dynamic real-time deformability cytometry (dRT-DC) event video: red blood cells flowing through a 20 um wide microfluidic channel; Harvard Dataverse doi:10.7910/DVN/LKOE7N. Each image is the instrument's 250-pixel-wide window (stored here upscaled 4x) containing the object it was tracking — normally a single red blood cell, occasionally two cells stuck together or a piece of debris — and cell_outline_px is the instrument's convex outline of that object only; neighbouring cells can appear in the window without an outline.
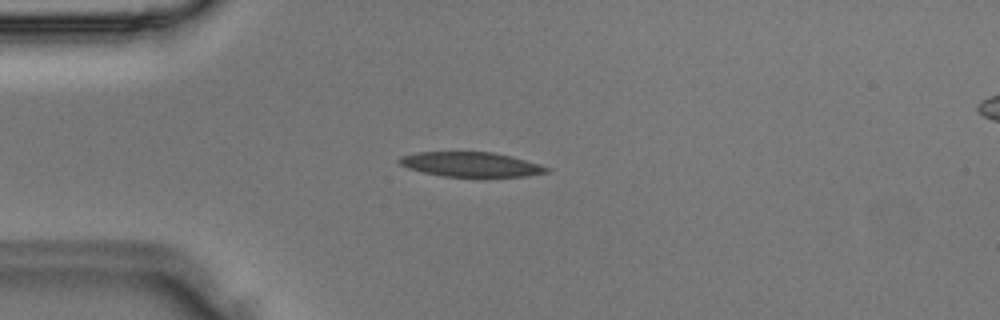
{"species": "Egyptian fruit bat (a non-hibernating species)", "species_latin": "Rousettus aegyptiacus", "temperature_condition": "room temperature", "stored_images_in_passage": 3, "segment_of_instrument_passage": [1, 2], "camera_frame_rate_fps": 3000, "um_per_image_px": 0.085, "animal": {"sex": "male"}, "frame": {"image": 1, "passage_image": 2, "time_ms": 0.333, "image_size_px": [1000, 320], "cell_outline_px": [[552, 172], [528, 176], [488, 180], [444, 176], [424, 172], [408, 168], [400, 164], [396, 160], [400, 156], [416, 152], [492, 152], [512, 156], [540, 164], [552, 168]], "centroid_in_image_um": [40.14, 14.03], "position_along_channel_um": 44.9, "area_um2": 22.43}}